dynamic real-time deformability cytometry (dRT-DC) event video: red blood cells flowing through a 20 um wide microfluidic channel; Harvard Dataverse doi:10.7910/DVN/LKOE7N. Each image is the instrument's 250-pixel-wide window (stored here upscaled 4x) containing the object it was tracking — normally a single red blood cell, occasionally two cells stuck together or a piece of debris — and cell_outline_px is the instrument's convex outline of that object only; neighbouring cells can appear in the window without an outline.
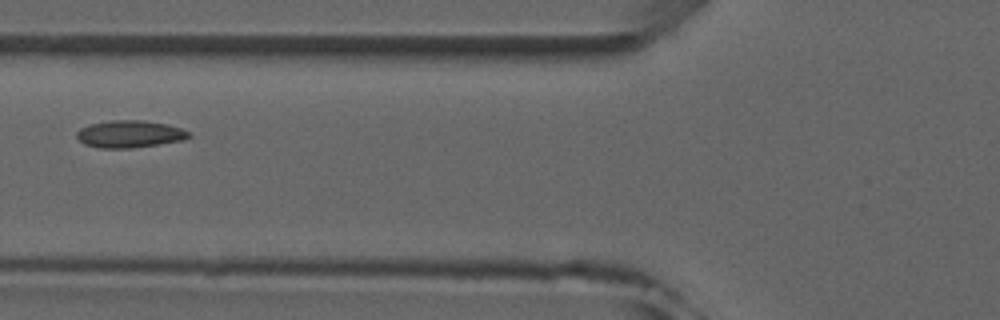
{"species": "common noctule bat (a hibernating species)", "species_latin": "Nyctalus noctula", "temperature_condition": "room temperature", "stored_images_in_passage": 7, "camera_frame_rate_fps": 3000, "um_per_image_px": 0.085, "animal": {"sex": "male", "forearm_length_mm": 52.5}, "frame": {"image": 1, "passage_image": 7, "time_ms": 6.667, "image_size_px": [1000, 320], "cell_outline_px": [[192, 136], [184, 140], [132, 148], [100, 148], [84, 144], [76, 136], [76, 132], [80, 128], [88, 124], [112, 120], [144, 120], [168, 124], [180, 128], [188, 132]], "centroid_in_image_um": [11.01, 11.39], "position_along_channel_um": 114.8, "area_um2": 17.86}}